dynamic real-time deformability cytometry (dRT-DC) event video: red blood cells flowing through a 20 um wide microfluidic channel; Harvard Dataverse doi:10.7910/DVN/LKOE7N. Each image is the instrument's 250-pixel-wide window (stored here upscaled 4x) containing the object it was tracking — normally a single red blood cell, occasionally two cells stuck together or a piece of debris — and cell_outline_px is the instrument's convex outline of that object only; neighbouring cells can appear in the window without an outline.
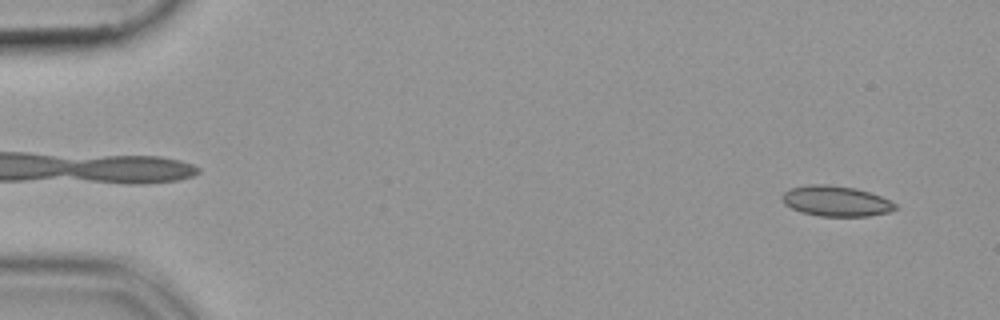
{"species": "common noctule bat (a hibernating species)", "species_latin": "Nyctalus noctula", "temperature_condition": "cold", "stored_images_in_passage": 53, "camera_frame_rate_fps": 3000, "um_per_image_px": 0.085, "animal": {"sex": "female", "body_mass_g": 19.9}, "frame": {"image": 1, "passage_image": 3, "time_ms": 0.667, "image_size_px": [1000, 320], "cell_outline_px": [[896, 208], [888, 212], [868, 216], [820, 216], [800, 212], [784, 204], [780, 196], [784, 192], [792, 188], [808, 184], [828, 184], [856, 188], [880, 196], [896, 204]], "centroid_in_image_um": [71.01, 17.09], "position_along_channel_um": 14.0, "area_um2": 20.0}}
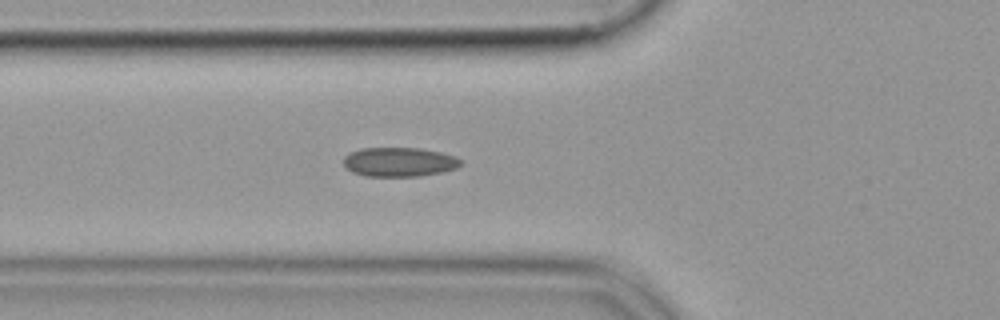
{"frame": {"image": 2, "passage_image": 19, "time_ms": 6.0, "image_size_px": [1000, 320], "cell_outline_px": [[464, 160], [456, 168], [440, 172], [416, 176], [364, 176], [352, 172], [344, 164], [344, 156], [348, 152], [360, 148], [420, 148], [440, 152], [456, 156]], "centroid_in_image_um": [33.92, 13.75], "position_along_channel_um": 91.9, "area_um2": 20.0}}
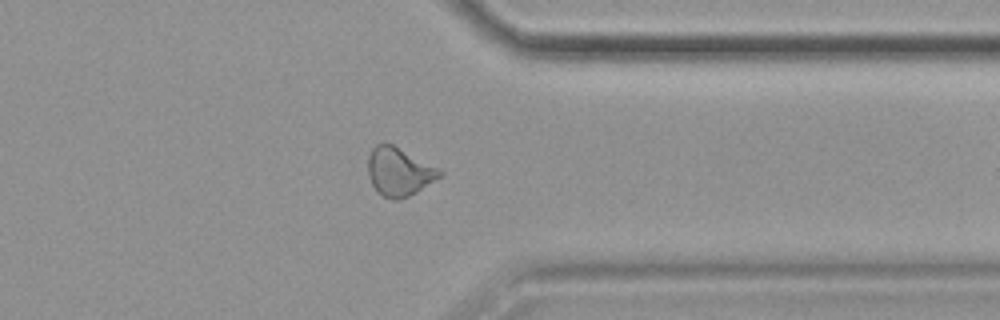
{"frame": {"image": 3, "passage_image": 42, "time_ms": 13.667, "image_size_px": [1000, 320], "cell_outline_px": [[444, 172], [440, 176], [416, 192], [400, 200], [392, 200], [376, 192], [368, 176], [368, 156], [372, 148], [376, 144], [392, 144]], "centroid_in_image_um": [33.86, 14.62], "position_along_channel_um": 377.5, "area_um2": 19.83}}